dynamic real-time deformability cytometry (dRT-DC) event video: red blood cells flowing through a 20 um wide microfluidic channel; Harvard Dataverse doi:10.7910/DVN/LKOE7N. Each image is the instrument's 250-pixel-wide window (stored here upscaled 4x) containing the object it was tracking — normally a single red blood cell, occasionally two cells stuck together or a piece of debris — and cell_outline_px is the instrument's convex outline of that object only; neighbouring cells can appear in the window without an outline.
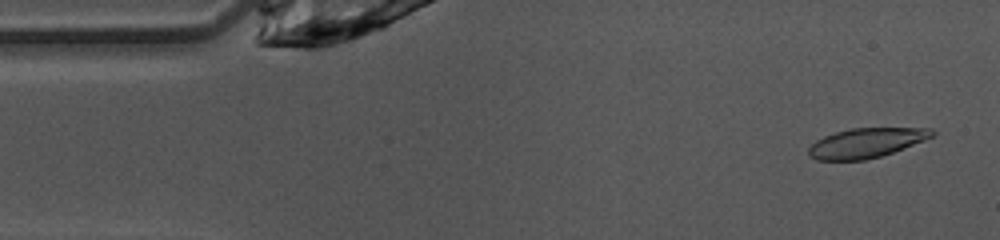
{"species": "common noctule bat (a hibernating species)", "species_latin": "Nyctalus noctula", "temperature_condition": "warm", "stored_images_in_passage": 47, "camera_frame_rate_fps": 3000, "um_per_image_px": 0.085, "animal": {"sex": "female", "body_mass_g": 10.0, "forearm_length_mm": 53.1}, "frame": {"image": 1, "passage_image": 2, "time_ms": 0.333, "image_size_px": [1000, 240], "cell_outline_px": [[936, 132], [932, 136], [924, 140], [892, 152], [880, 156], [864, 160], [816, 160], [808, 152], [808, 148], [816, 140], [824, 136], [836, 132], [852, 128], [932, 128]], "centroid_in_image_um": [73.62, 12.14], "position_along_channel_um": 11.4, "area_um2": 21.04}}
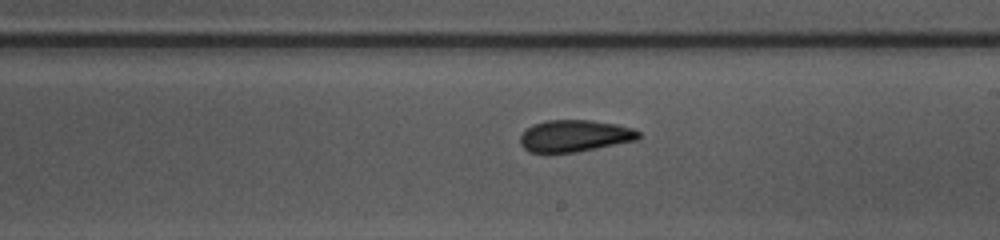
{"frame": {"image": 2, "passage_image": 25, "time_ms": 8.0, "image_size_px": [1000, 240], "cell_outline_px": [[640, 140], [576, 152], [528, 152], [520, 144], [520, 136], [532, 124], [548, 120], [592, 120], [616, 124], [632, 128], [640, 132]], "centroid_in_image_um": [48.88, 11.55], "position_along_channel_um": 240.1, "area_um2": 22.02}}
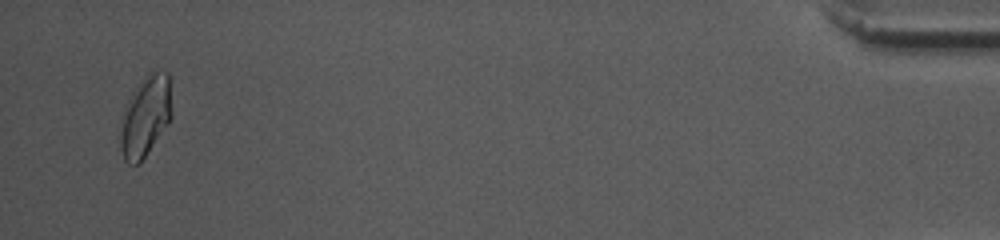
{"frame": {"image": 3, "passage_image": 45, "time_ms": 14.667, "image_size_px": [1000, 240], "cell_outline_px": [[172, 116], [168, 124], [140, 164], [128, 164], [124, 160], [120, 148], [120, 136], [124, 108], [132, 92], [144, 76], [152, 72], [168, 72]], "centroid_in_image_um": [12.36, 9.92], "position_along_channel_um": 422.8, "area_um2": 24.04}, "authors_computed_cell_mechanics": {"area_um2": 22.0796, "velocity_mm_per_s": 4.087, "shape_relaxation_time_tau1_ms": 7.6268, "shape_relaxation_time_tau2_ms": 2.656, "deformation_change_tau1": 0.1779, "deformation_change_tau2": 0.0671}}